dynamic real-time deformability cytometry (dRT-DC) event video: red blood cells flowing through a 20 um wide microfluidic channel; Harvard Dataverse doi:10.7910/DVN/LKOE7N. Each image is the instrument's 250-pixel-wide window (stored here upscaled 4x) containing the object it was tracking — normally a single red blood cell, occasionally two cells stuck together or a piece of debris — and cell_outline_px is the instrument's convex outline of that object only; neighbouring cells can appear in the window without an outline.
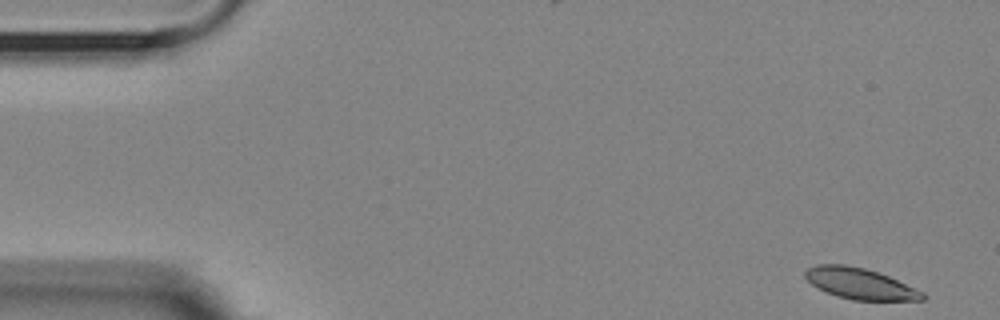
{"species": "Egyptian fruit bat (a non-hibernating species)", "species_latin": "Rousettus aegyptiacus", "temperature_condition": "room temperature", "stored_images_in_passage": 33, "camera_frame_rate_fps": 3000, "um_per_image_px": 0.085, "animal": {"sex": "female"}, "frame": {"image": 1, "passage_image": 1, "time_ms": 0.0, "image_size_px": [1000, 320], "cell_outline_px": [[928, 296], [924, 300], [852, 300], [836, 296], [816, 288], [804, 276], [804, 272], [808, 268], [816, 264], [844, 264], [864, 268], [888, 276], [924, 292]], "centroid_in_image_um": [73.08, 24.11], "position_along_channel_um": 11.9, "area_um2": 21.21}}
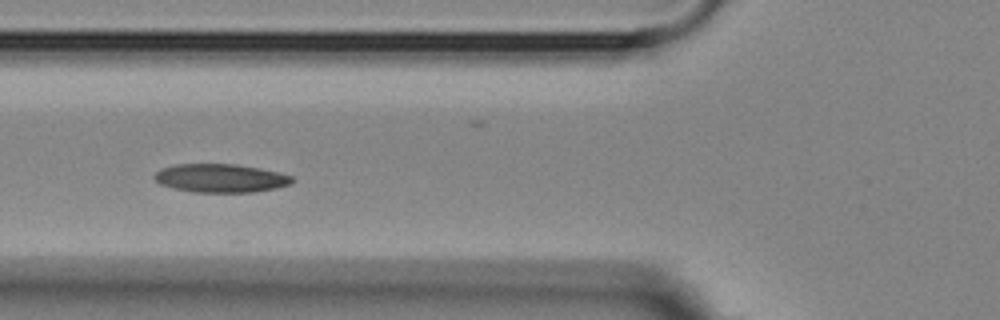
{"frame": {"image": 2, "passage_image": 19, "time_ms": 6.0, "image_size_px": [1000, 320], "cell_outline_px": [[296, 180], [288, 184], [276, 188], [256, 192], [192, 192], [160, 184], [152, 176], [160, 168], [176, 164], [236, 164], [260, 168], [280, 172], [292, 176]], "centroid_in_image_um": [18.77, 15.14], "position_along_channel_um": 107.0, "area_um2": 22.95}}
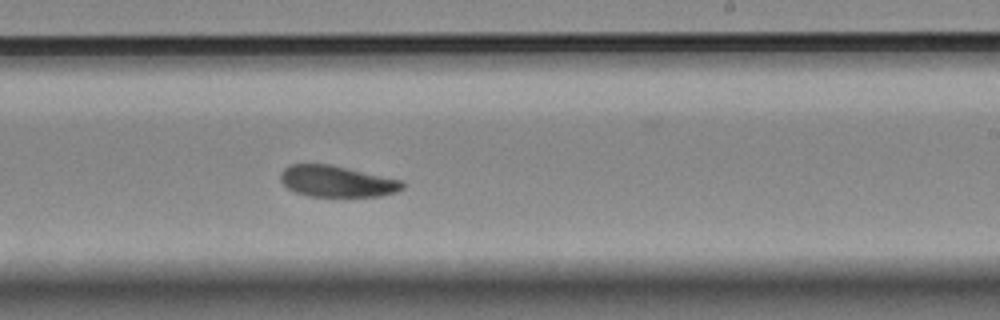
{"frame": {"image": 3, "passage_image": 32, "time_ms": 10.333, "image_size_px": [1000, 320], "cell_outline_px": [[404, 188], [396, 192], [380, 196], [308, 196], [296, 192], [288, 188], [280, 180], [280, 172], [284, 168], [292, 164], [328, 164], [348, 168], [404, 180]], "centroid_in_image_um": [28.65, 15.41], "position_along_channel_um": 260.3, "area_um2": 22.25}}